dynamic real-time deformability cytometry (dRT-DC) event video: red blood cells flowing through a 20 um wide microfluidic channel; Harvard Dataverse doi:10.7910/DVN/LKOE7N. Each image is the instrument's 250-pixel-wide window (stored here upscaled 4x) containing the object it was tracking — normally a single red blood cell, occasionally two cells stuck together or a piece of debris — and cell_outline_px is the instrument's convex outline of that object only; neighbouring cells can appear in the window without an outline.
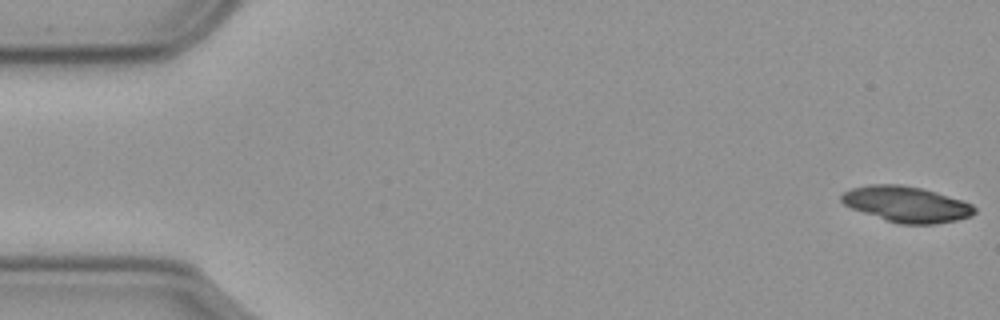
{"species": "common noctule bat (a hibernating species)", "species_latin": "Nyctalus noctula", "temperature_condition": "cold", "stored_images_in_passage": 56, "segment_of_instrument_passage": [1, 2], "camera_frame_rate_fps": 3000, "um_per_image_px": 0.085, "animal": {"sex": "male", "body_mass_g": 23.1, "forearm_length_mm": 52.7}, "frame": {"image": 1, "passage_image": 1, "time_ms": 0.0, "image_size_px": [1000, 320], "cell_outline_px": [[976, 212], [972, 216], [956, 220], [936, 224], [900, 224], [852, 208], [844, 204], [840, 200], [840, 196], [844, 192], [852, 188], [868, 184], [900, 184], [920, 188], [936, 192], [972, 204], [976, 208]], "centroid_in_image_um": [77.06, 17.35], "position_along_channel_um": 7.9, "area_um2": 27.46}}